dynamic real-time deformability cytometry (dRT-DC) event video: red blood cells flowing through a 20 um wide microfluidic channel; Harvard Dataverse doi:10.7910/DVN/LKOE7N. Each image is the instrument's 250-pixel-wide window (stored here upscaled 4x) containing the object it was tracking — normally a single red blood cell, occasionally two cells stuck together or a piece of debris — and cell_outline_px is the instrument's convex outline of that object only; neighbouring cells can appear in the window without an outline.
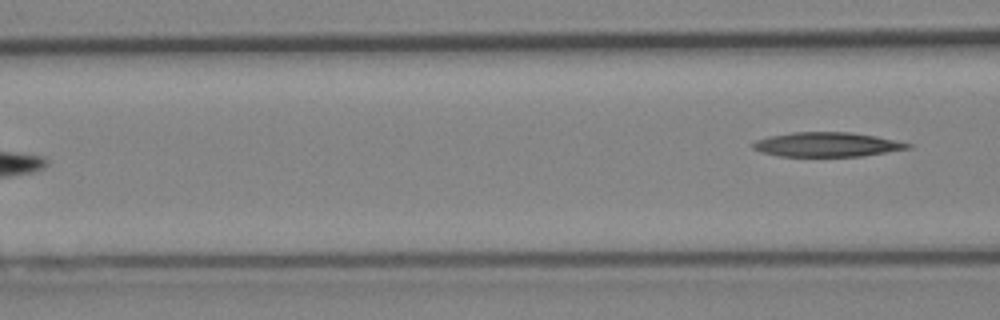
{"species": "Egyptian fruit bat (a non-hibernating species)", "species_latin": "Rousettus aegyptiacus", "temperature_condition": "cold", "stored_images_in_passage": 6, "camera_frame_rate_fps": 3000, "um_per_image_px": 0.085, "animal": {"sex": "female"}, "frame": {"image": 1, "passage_image": 6, "time_ms": 1.667, "image_size_px": [1000, 320], "cell_outline_px": [[912, 148], [860, 156], [780, 156], [760, 152], [752, 148], [752, 144], [756, 140], [768, 136], [792, 132], [848, 132], [876, 136], [912, 144]], "centroid_in_image_um": [70.26, 12.28], "position_along_channel_um": 96.3, "area_um2": 21.96}}